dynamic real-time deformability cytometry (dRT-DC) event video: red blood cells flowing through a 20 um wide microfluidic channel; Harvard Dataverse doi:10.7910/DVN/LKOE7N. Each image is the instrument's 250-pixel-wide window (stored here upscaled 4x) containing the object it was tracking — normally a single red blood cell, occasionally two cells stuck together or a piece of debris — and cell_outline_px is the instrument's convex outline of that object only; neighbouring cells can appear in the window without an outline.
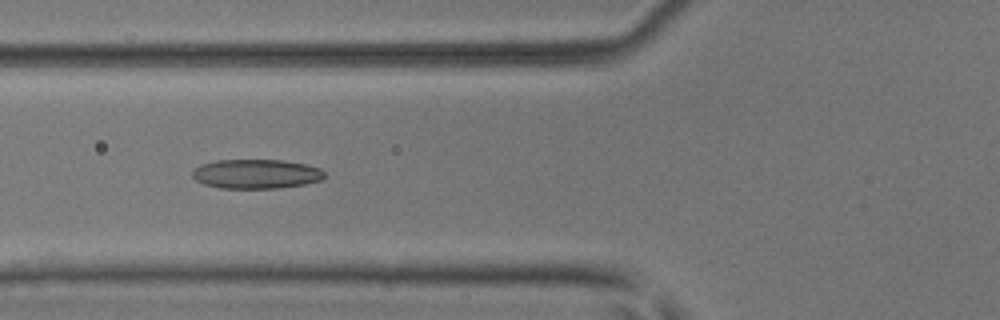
{"species": "common noctule bat (a hibernating species)", "species_latin": "Nyctalus noctula", "temperature_condition": "room temperature", "stored_images_in_passage": 44, "camera_frame_rate_fps": 3000, "um_per_image_px": 0.085, "animal": {"sex": "male", "body_mass_g": 17.9, "forearm_length_mm": 54.2}, "frame": {"image": 1, "passage_image": 19, "time_ms": 6.0, "image_size_px": [1000, 320], "cell_outline_px": [[324, 176], [320, 180], [304, 184], [280, 188], [220, 188], [204, 184], [196, 180], [192, 176], [192, 172], [200, 164], [216, 160], [284, 160], [304, 164], [320, 168], [324, 172]], "centroid_in_image_um": [21.75, 14.78], "position_along_channel_um": 104.0, "area_um2": 22.54}}
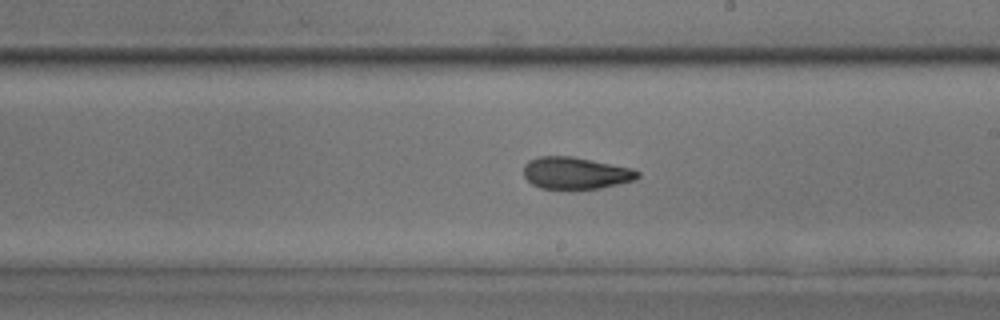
{"frame": {"image": 2, "passage_image": 29, "time_ms": 9.333, "image_size_px": [1000, 320], "cell_outline_px": [[640, 176], [636, 180], [600, 188], [540, 188], [532, 184], [524, 176], [524, 164], [528, 160], [536, 156], [572, 156], [632, 168], [640, 172]], "centroid_in_image_um": [48.93, 14.69], "position_along_channel_um": 240.1, "area_um2": 21.21}}
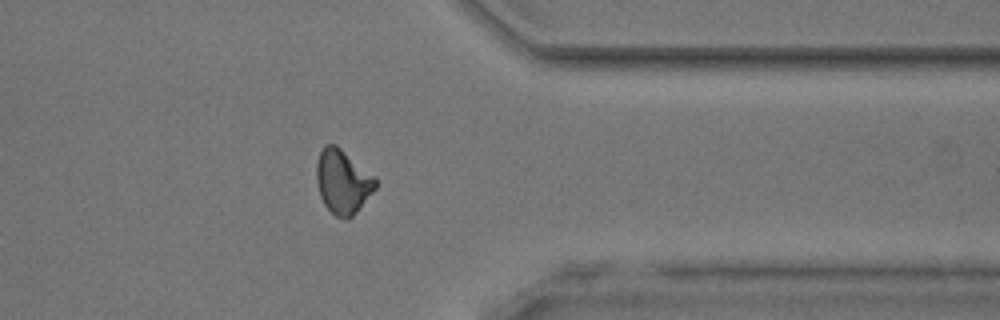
{"frame": {"image": 3, "passage_image": 40, "time_ms": 13.0, "image_size_px": [1000, 320], "cell_outline_px": [[376, 188], [356, 212], [348, 220], [336, 216], [324, 204], [320, 196], [316, 180], [316, 164], [320, 152], [324, 144], [336, 144], [372, 176], [376, 180]], "centroid_in_image_um": [29.09, 15.45], "position_along_channel_um": 382.3, "area_um2": 21.62}, "authors_computed_cell_mechanics": {"area_um2": 21.9062, "velocity_mm_per_s": 4.094, "shape_relaxation_time_tau1_ms": null, "shape_relaxation_time_tau2_ms": 2.5536, "deformation_change_tau1": null, "deformation_change_tau2": 0.1051}}